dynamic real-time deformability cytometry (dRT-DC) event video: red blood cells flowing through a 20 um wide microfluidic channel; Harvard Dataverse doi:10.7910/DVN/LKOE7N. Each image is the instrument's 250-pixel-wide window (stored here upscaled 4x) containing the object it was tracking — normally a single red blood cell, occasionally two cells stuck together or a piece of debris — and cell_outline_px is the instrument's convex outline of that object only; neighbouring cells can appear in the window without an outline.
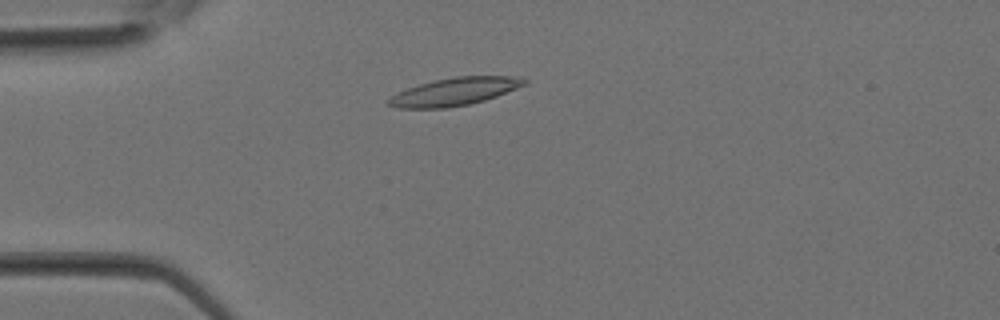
{"species": "Egyptian fruit bat (a non-hibernating species)", "species_latin": "Rousettus aegyptiacus", "temperature_condition": "room temperature", "stored_images_in_passage": 25, "camera_frame_rate_fps": 3000, "um_per_image_px": 0.085, "animal": {"sex": "female"}, "frame": {"image": 1, "passage_image": 1, "time_ms": 0.0, "image_size_px": [1000, 320], "cell_outline_px": [[528, 84], [496, 96], [484, 100], [468, 104], [448, 108], [396, 108], [388, 104], [388, 100], [392, 96], [408, 88], [420, 84], [436, 80], [456, 76], [512, 76], [528, 80]], "centroid_in_image_um": [38.67, 7.79], "position_along_channel_um": 46.3, "area_um2": 21.68}}
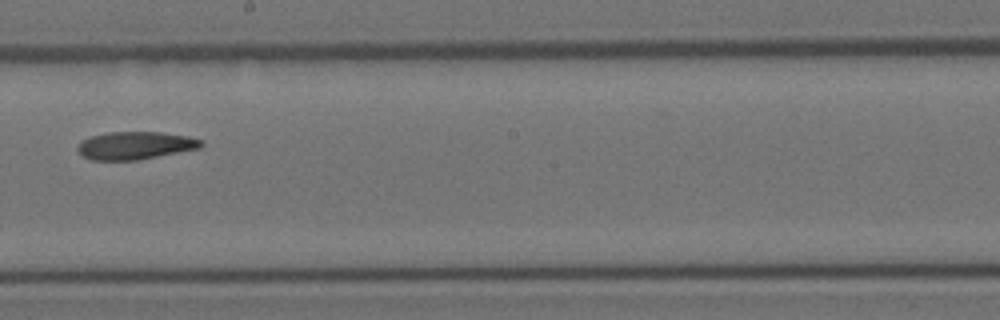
{"frame": {"image": 2, "passage_image": 11, "time_ms": 3.333, "image_size_px": [1000, 320], "cell_outline_px": [[204, 144], [200, 148], [136, 160], [92, 160], [84, 156], [76, 148], [84, 140], [92, 136], [108, 132], [160, 132], [188, 136], [200, 140]], "centroid_in_image_um": [11.51, 12.36], "position_along_channel_um": 236.7, "area_um2": 19.65}}
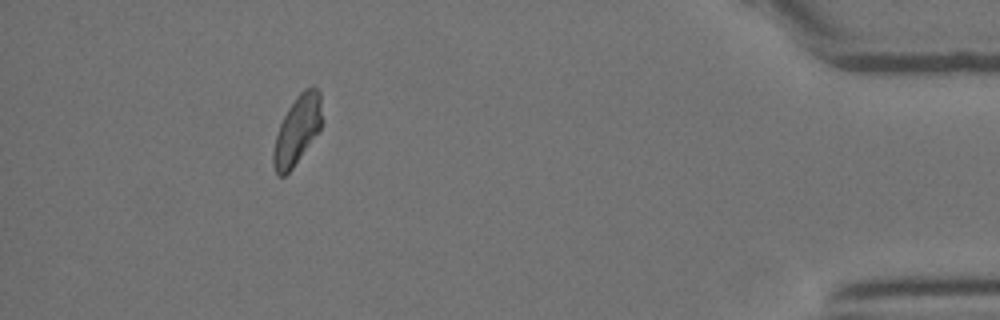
{"frame": {"image": 3, "passage_image": 22, "time_ms": 7.0, "image_size_px": [1000, 320], "cell_outline_px": [[320, 128], [292, 168], [284, 176], [276, 176], [272, 164], [272, 152], [276, 136], [280, 124], [288, 108], [296, 96], [304, 88], [312, 84], [320, 92]], "centroid_in_image_um": [25.21, 11.05], "position_along_channel_um": 410.0, "area_um2": 19.07}}